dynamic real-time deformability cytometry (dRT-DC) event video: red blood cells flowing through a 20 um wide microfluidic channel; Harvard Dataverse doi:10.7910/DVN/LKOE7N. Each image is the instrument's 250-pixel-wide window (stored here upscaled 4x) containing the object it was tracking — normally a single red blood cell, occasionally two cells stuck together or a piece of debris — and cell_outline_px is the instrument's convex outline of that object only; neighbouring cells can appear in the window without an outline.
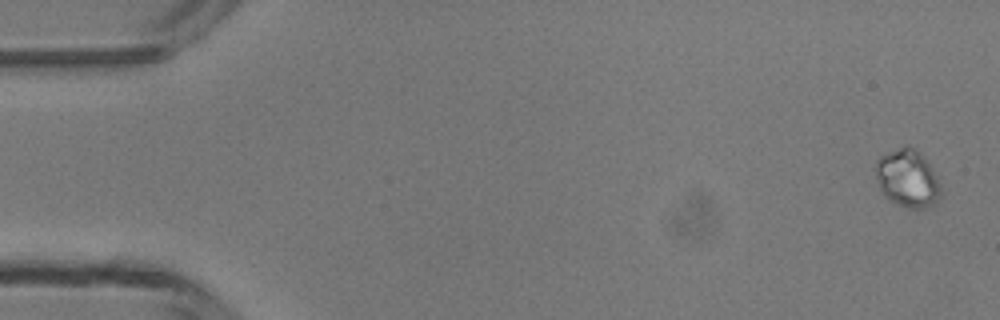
{"species": "common noctule bat (a hibernating species)", "species_latin": "Nyctalus noctula", "temperature_condition": "room temperature", "stored_images_in_passage": 7, "camera_frame_rate_fps": 3000, "um_per_image_px": 0.085, "animal": {"sex": "male", "body_mass_g": 13.3}, "frame": {"image": 1, "passage_image": 1, "time_ms": 0.0, "image_size_px": [1000, 320], "cell_outline_px": [[940, 196], [936, 204], [924, 208], [912, 208], [900, 204], [884, 196], [880, 188], [876, 176], [876, 160], [880, 156], [900, 148], [912, 148], [920, 152], [936, 176], [940, 188]], "centroid_in_image_um": [77.14, 15.19], "position_along_channel_um": 7.9, "area_um2": 21.21}}
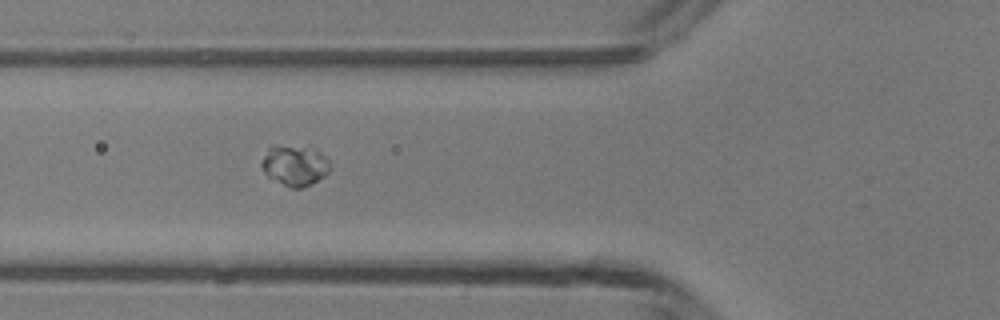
{"frame": {"image": 2, "passage_image": 6, "time_ms": 5.667, "image_size_px": [1000, 320], "cell_outline_px": [[328, 172], [324, 176], [312, 184], [300, 188], [292, 188], [268, 176], [264, 172], [260, 164], [260, 160], [268, 148], [272, 144], [276, 144], [304, 148], [320, 152], [328, 160]], "centroid_in_image_um": [24.99, 14.05], "position_along_channel_um": 100.8, "area_um2": 15.9}}
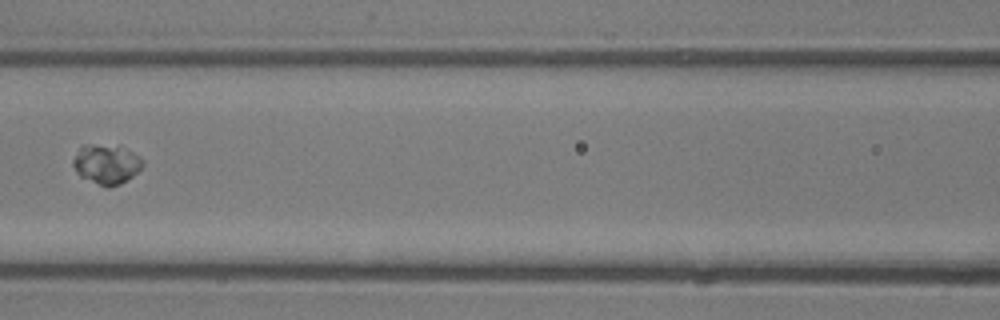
{"frame": {"image": 3, "passage_image": 7, "time_ms": 7.0, "image_size_px": [1000, 320], "cell_outline_px": [[144, 164], [132, 176], [120, 184], [108, 188], [80, 176], [76, 172], [72, 164], [72, 160], [80, 148], [84, 144], [88, 144], [116, 148], [132, 152], [140, 156]], "centroid_in_image_um": [9.01, 13.99], "position_along_channel_um": 157.6, "area_um2": 15.49}}